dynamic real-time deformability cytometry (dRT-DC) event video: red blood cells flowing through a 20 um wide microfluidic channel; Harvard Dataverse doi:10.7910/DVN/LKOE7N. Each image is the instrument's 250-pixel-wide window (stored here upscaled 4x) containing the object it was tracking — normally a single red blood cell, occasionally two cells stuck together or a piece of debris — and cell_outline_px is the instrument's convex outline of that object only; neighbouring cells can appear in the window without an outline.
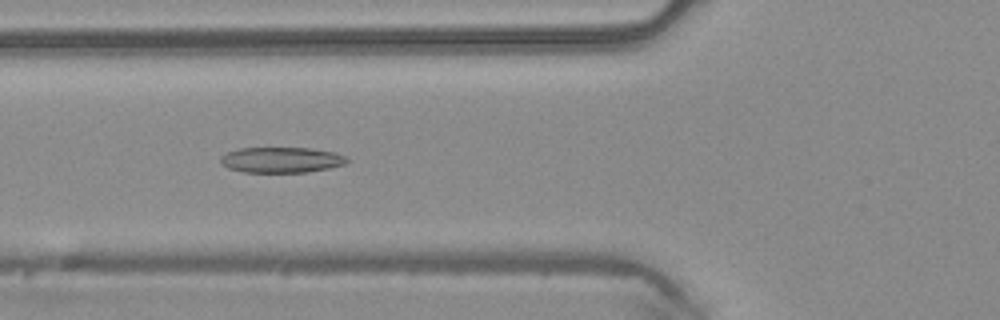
{"species": "common noctule bat (a hibernating species)", "species_latin": "Nyctalus noctula", "temperature_condition": "warm", "stored_images_in_passage": 47, "camera_frame_rate_fps": 3000, "um_per_image_px": 0.085, "animal": {"sex": "male", "body_mass_g": 20.4}, "frame": {"image": 1, "passage_image": 17, "time_ms": 5.333, "image_size_px": [1000, 320], "cell_outline_px": [[348, 160], [344, 164], [328, 168], [308, 172], [244, 172], [228, 168], [220, 160], [220, 156], [228, 152], [240, 148], [312, 148], [336, 152], [348, 156]], "centroid_in_image_um": [23.95, 13.58], "position_along_channel_um": 101.8, "area_um2": 18.84}}
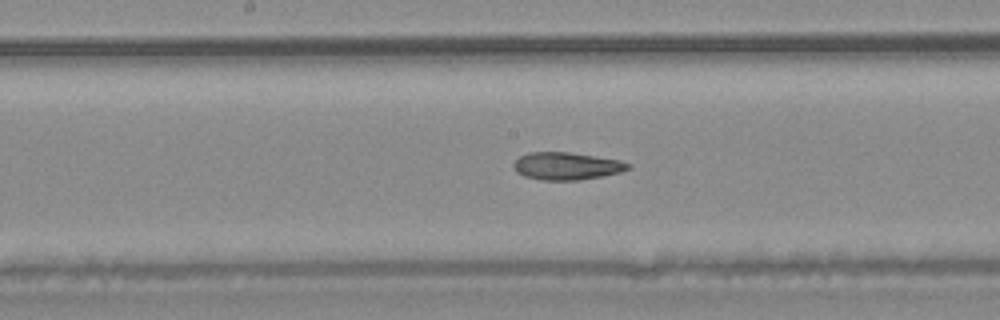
{"frame": {"image": 2, "passage_image": 24, "time_ms": 7.667, "image_size_px": [1000, 320], "cell_outline_px": [[632, 164], [628, 168], [620, 172], [580, 180], [544, 180], [524, 176], [516, 172], [512, 164], [520, 156], [528, 152], [568, 152], [620, 160]], "centroid_in_image_um": [48.13, 14.11], "position_along_channel_um": 200.1, "area_um2": 18.21}}
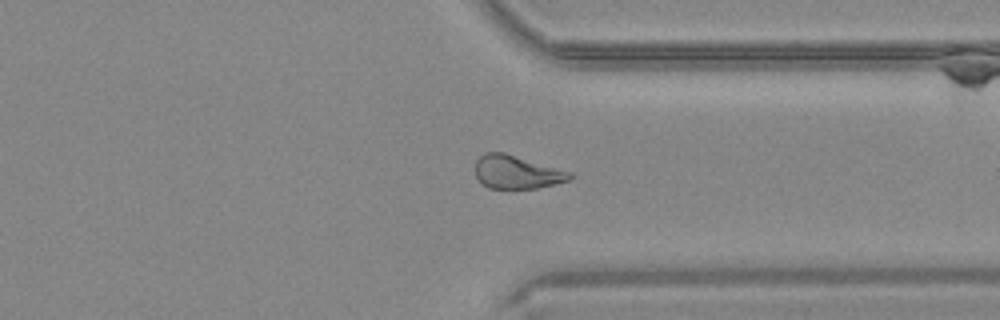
{"frame": {"image": 3, "passage_image": 36, "time_ms": 11.667, "image_size_px": [1000, 320], "cell_outline_px": [[576, 176], [568, 180], [556, 184], [536, 188], [488, 188], [476, 176], [476, 160], [484, 152], [504, 152], [572, 172]], "centroid_in_image_um": [43.95, 14.62], "position_along_channel_um": 367.4, "area_um2": 18.32}, "authors_computed_cell_mechanics": {"area_um2": 20.3456, "velocity_mm_per_s": 4.1879, "shape_relaxation_time_tau1_ms": null, "shape_relaxation_time_tau2_ms": 6.1519, "deformation_change_tau1": null, "deformation_change_tau2": 0.1311}}